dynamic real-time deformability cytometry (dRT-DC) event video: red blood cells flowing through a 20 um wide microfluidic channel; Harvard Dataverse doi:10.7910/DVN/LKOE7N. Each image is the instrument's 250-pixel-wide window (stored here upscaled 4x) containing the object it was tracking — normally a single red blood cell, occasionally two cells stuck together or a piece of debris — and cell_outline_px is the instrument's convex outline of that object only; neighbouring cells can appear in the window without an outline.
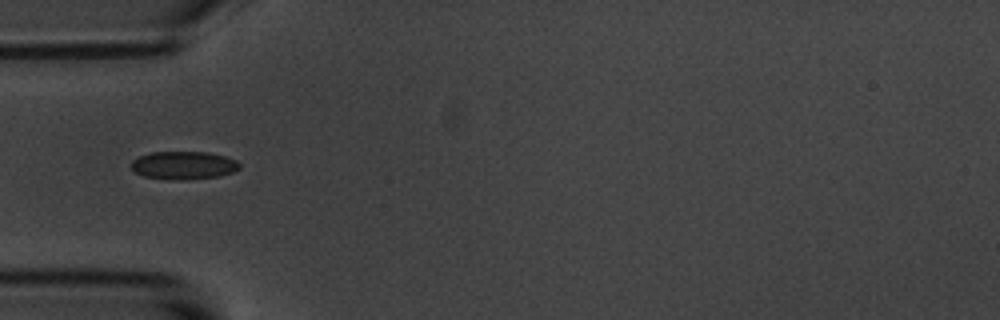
{"species": "common noctule bat (a hibernating species)", "species_latin": "Nyctalus noctula", "temperature_condition": "room temperature", "stored_images_in_passage": 9, "camera_frame_rate_fps": 3000, "um_per_image_px": 0.085, "animal": {"sex": "male", "body_mass_g": 20.1, "forearm_length_mm": 53.5}, "frame": {"image": 1, "passage_image": 1, "time_ms": 0.0, "image_size_px": [1000, 320], "cell_outline_px": [[240, 168], [232, 172], [220, 176], [188, 180], [168, 180], [144, 176], [136, 172], [128, 164], [132, 160], [140, 156], [152, 152], [208, 152], [224, 156], [236, 160], [240, 164]], "centroid_in_image_um": [15.59, 14.06], "position_along_channel_um": 69.4, "area_um2": 17.86}}
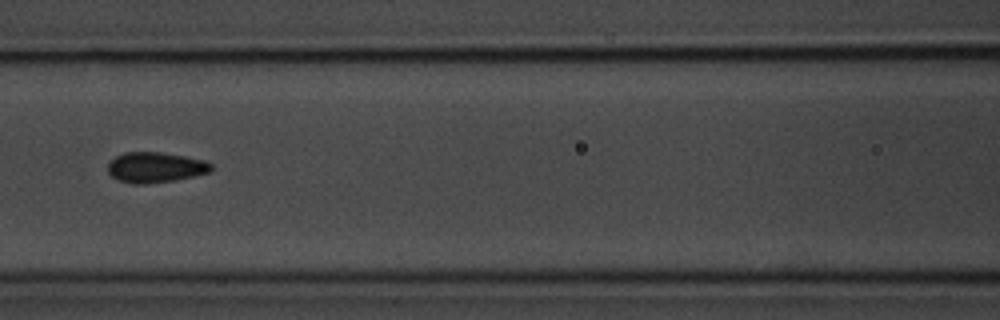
{"frame": {"image": 2, "passage_image": 3, "time_ms": 2.333, "image_size_px": [1000, 320], "cell_outline_px": [[212, 172], [172, 180], [144, 184], [136, 184], [120, 180], [112, 176], [108, 172], [108, 164], [116, 156], [124, 152], [160, 152], [184, 156], [204, 160], [212, 164]], "centroid_in_image_um": [13.22, 14.21], "position_along_channel_um": 153.4, "area_um2": 18.09}}
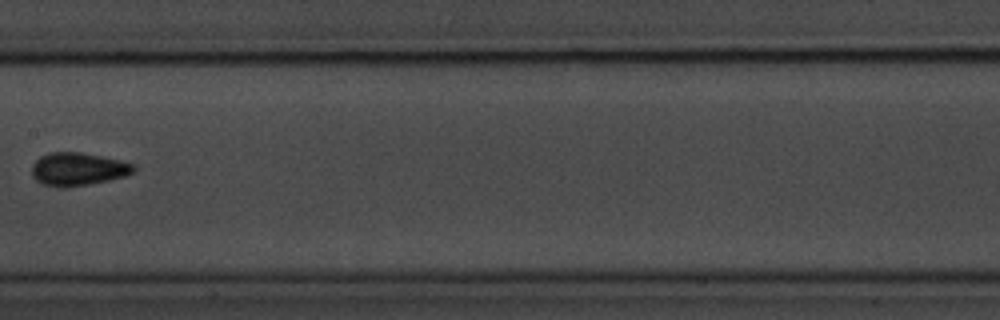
{"frame": {"image": 3, "passage_image": 4, "time_ms": 3.667, "image_size_px": [1000, 320], "cell_outline_px": [[136, 172], [124, 176], [108, 180], [88, 184], [64, 188], [56, 188], [40, 184], [32, 176], [32, 164], [40, 156], [48, 152], [80, 152], [120, 160], [132, 164], [136, 168]], "centroid_in_image_um": [6.58, 14.38], "position_along_channel_um": 200.8, "area_um2": 19.77}}